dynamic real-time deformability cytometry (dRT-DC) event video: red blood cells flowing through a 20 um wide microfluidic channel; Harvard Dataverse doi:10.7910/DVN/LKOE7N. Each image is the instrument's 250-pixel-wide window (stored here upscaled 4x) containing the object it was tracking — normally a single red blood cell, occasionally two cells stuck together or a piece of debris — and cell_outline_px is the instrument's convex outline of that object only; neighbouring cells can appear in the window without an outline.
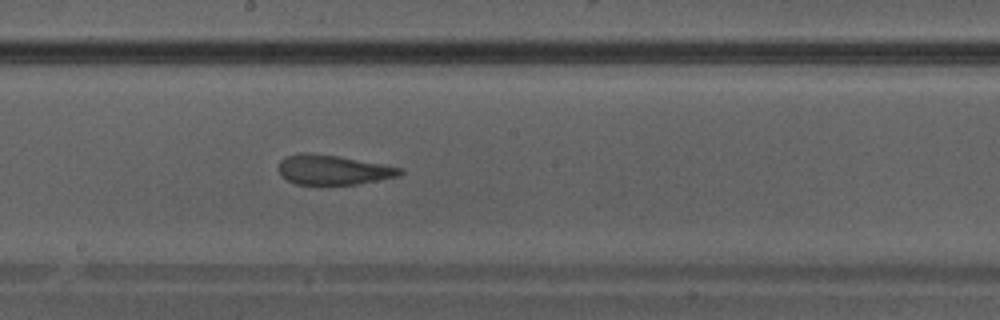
{"species": "Egyptian fruit bat (a non-hibernating species)", "species_latin": "Rousettus aegyptiacus", "temperature_condition": "warm", "stored_images_in_passage": 30, "camera_frame_rate_fps": 3000, "um_per_image_px": 0.085, "animal": {"sex": "male"}, "frame": {"image": 1, "passage_image": 13, "time_ms": 4.0, "image_size_px": [1000, 320], "cell_outline_px": [[404, 172], [400, 176], [356, 184], [296, 184], [288, 180], [280, 172], [280, 160], [284, 156], [300, 152], [304, 152], [340, 156], [404, 168]], "centroid_in_image_um": [28.35, 14.42], "position_along_channel_um": 219.9, "area_um2": 20.98}}
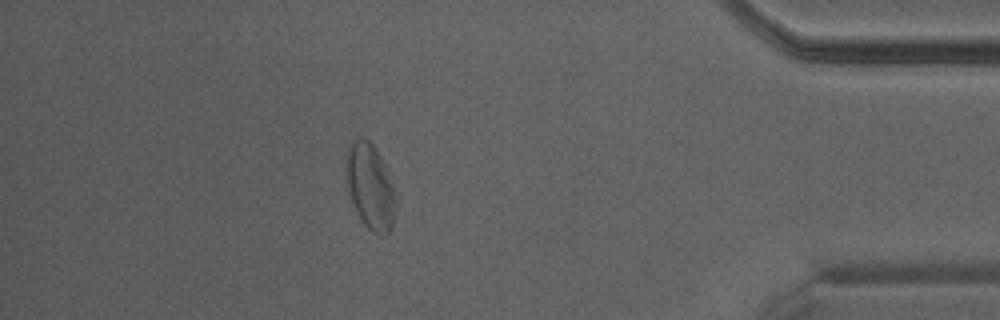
{"frame": {"image": 2, "passage_image": 26, "time_ms": 8.333, "image_size_px": [1000, 320], "cell_outline_px": [[392, 228], [384, 236], [368, 228], [364, 224], [352, 200], [348, 188], [344, 168], [348, 148], [356, 140], [368, 140], [372, 144], [380, 156], [384, 164], [392, 188]], "centroid_in_image_um": [31.41, 15.83], "position_along_channel_um": 403.8, "area_um2": 23.29}}